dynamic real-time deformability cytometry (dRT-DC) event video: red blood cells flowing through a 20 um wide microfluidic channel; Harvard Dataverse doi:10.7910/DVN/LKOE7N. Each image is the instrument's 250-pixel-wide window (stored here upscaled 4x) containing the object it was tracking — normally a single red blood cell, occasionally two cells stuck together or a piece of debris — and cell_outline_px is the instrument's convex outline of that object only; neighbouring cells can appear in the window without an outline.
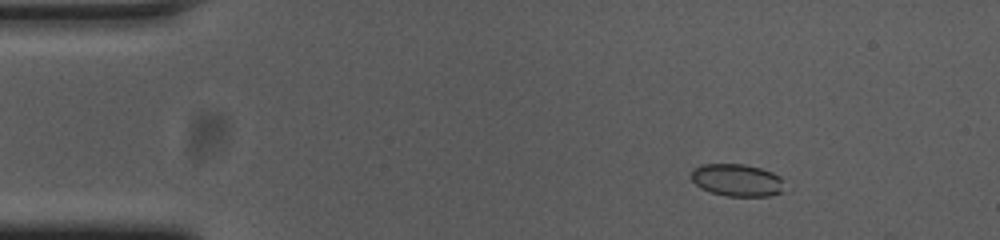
{"species": "common noctule bat (a hibernating species)", "species_latin": "Nyctalus noctula", "temperature_condition": "cold", "stored_images_in_passage": 56, "camera_frame_rate_fps": 3000, "um_per_image_px": 0.085, "animal": {"sex": "female", "body_mass_g": 23.0, "forearm_length_mm": 53.4}, "frame": {"image": 1, "passage_image": 8, "time_ms": 2.333, "image_size_px": [1000, 240], "cell_outline_px": [[784, 192], [772, 196], [728, 196], [712, 192], [700, 188], [692, 180], [692, 168], [700, 164], [744, 164], [760, 168], [772, 172], [780, 176], [784, 180]], "centroid_in_image_um": [62.68, 15.31], "position_along_channel_um": 22.3, "area_um2": 17.8}}
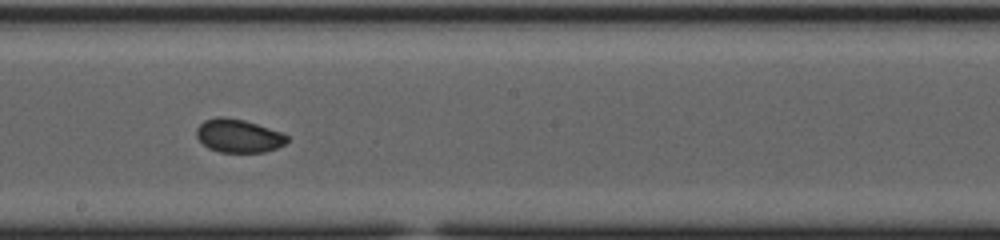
{"frame": {"image": 2, "passage_image": 31, "time_ms": 10.0, "image_size_px": [1000, 240], "cell_outline_px": [[288, 140], [284, 144], [276, 148], [264, 152], [220, 152], [208, 148], [196, 136], [196, 128], [204, 120], [216, 116], [220, 116], [244, 120], [280, 132], [288, 136]], "centroid_in_image_um": [20.24, 11.54], "position_along_channel_um": 228.0, "area_um2": 17.46}}
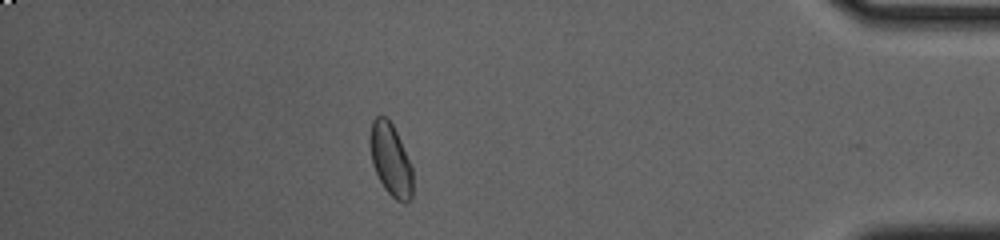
{"frame": {"image": 3, "passage_image": 49, "time_ms": 16.0, "image_size_px": [1000, 240], "cell_outline_px": [[412, 196], [404, 204], [396, 200], [384, 188], [372, 164], [368, 144], [368, 136], [372, 120], [380, 112], [392, 124], [400, 140], [412, 168]], "centroid_in_image_um": [33.16, 13.54], "position_along_channel_um": 402.0, "area_um2": 18.15}, "authors_computed_cell_mechanics": {"area_um2": 17.918, "velocity_mm_per_s": 3.6627, "shape_relaxation_time_tau1_ms": null, "shape_relaxation_time_tau2_ms": 3.0214, "deformation_change_tau1": null, "deformation_change_tau2": 0.0459}}